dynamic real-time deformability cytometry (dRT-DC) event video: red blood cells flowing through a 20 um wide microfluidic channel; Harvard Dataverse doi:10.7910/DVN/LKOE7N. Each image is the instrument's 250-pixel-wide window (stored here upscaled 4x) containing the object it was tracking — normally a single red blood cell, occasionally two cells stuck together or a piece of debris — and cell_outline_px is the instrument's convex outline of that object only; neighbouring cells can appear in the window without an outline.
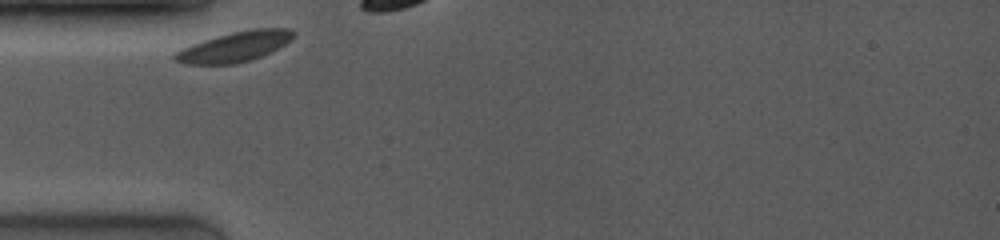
{"species": "common noctule bat (a hibernating species)", "species_latin": "Nyctalus noctula", "temperature_condition": "room temperature", "stored_images_in_passage": 9, "camera_frame_rate_fps": 4000, "um_per_image_px": 0.085, "animal": {"sex": "female", "body_mass_g": 19.0, "forearm_length_mm": 53.3}, "frame": {"image": 1, "passage_image": 1, "time_ms": 0.0, "image_size_px": [1000, 240], "cell_outline_px": [[296, 32], [284, 44], [272, 52], [236, 64], [184, 64], [176, 60], [172, 56], [176, 52], [192, 44], [216, 36], [232, 32], [252, 28], [288, 28]], "centroid_in_image_um": [19.95, 3.96], "position_along_channel_um": 65.1, "area_um2": 20.52}}